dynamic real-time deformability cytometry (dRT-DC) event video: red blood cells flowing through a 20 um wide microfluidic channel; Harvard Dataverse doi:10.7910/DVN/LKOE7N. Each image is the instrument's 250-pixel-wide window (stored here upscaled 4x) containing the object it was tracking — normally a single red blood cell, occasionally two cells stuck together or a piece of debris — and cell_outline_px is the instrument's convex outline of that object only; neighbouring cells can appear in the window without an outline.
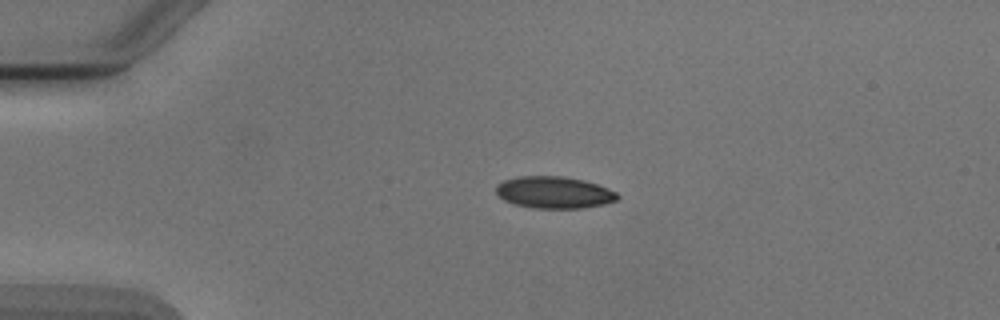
{"species": "Egyptian fruit bat (a non-hibernating species)", "species_latin": "Rousettus aegyptiacus", "temperature_condition": "cold", "stored_images_in_passage": 4, "camera_frame_rate_fps": 3000, "um_per_image_px": 0.085, "animal": {"sex": "male"}, "frame": {"image": 1, "passage_image": 3, "time_ms": 2.333, "image_size_px": [1000, 320], "cell_outline_px": [[620, 196], [616, 200], [604, 204], [580, 208], [536, 208], [516, 204], [504, 200], [496, 192], [496, 184], [504, 180], [520, 176], [564, 176], [584, 180], [608, 188], [616, 192]], "centroid_in_image_um": [47.1, 16.34], "position_along_channel_um": 37.9, "area_um2": 22.43}}